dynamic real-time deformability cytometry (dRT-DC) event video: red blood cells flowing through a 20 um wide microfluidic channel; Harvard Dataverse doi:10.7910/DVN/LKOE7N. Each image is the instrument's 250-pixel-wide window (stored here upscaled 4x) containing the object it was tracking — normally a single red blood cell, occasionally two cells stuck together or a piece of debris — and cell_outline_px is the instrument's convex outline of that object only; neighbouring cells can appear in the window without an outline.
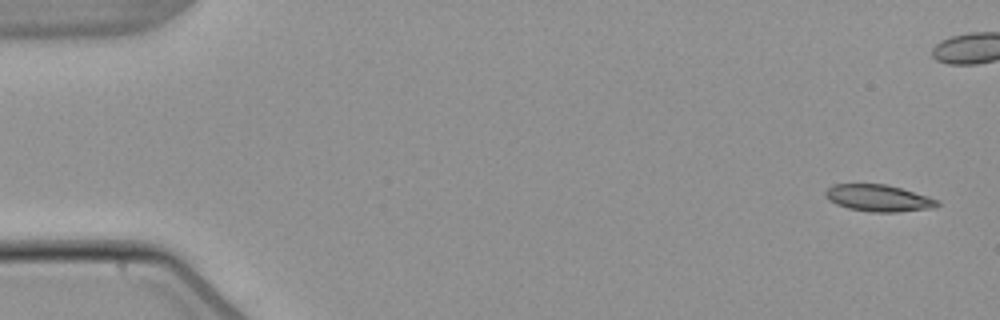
{"species": "common noctule bat (a hibernating species)", "species_latin": "Nyctalus noctula", "temperature_condition": "warm", "stored_images_in_passage": 5, "camera_frame_rate_fps": 3000, "um_per_image_px": 0.085, "animal": {"sex": "male", "body_mass_g": 21.5, "forearm_length_mm": 52.0}, "frame": {"image": 1, "passage_image": 1, "time_ms": 0.0, "image_size_px": [1000, 320], "cell_outline_px": [[940, 204], [936, 208], [896, 212], [872, 212], [848, 208], [836, 204], [828, 200], [824, 196], [824, 192], [832, 184], [884, 184], [900, 188], [928, 196], [940, 200]], "centroid_in_image_um": [74.68, 16.84], "position_along_channel_um": 10.3, "area_um2": 17.57}}